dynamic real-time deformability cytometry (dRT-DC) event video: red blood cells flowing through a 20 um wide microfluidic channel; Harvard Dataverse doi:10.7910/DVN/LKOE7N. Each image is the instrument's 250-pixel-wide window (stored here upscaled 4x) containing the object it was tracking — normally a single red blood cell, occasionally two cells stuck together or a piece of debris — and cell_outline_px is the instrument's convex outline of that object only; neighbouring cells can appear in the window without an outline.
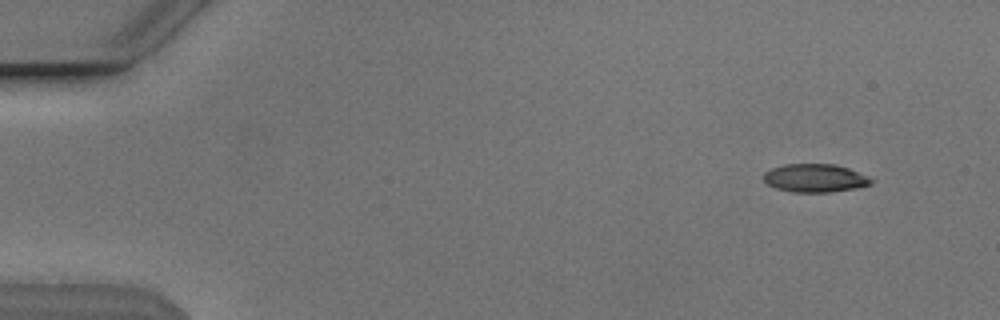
{"species": "Egyptian fruit bat (a non-hibernating species)", "species_latin": "Rousettus aegyptiacus", "temperature_condition": "cold", "stored_images_in_passage": 13, "camera_frame_rate_fps": 3000, "um_per_image_px": 0.085, "animal": {"sex": "male"}, "frame": {"image": 1, "passage_image": 1, "time_ms": 0.0, "image_size_px": [1000, 320], "cell_outline_px": [[876, 180], [872, 184], [856, 188], [828, 192], [792, 192], [776, 188], [768, 184], [764, 180], [764, 172], [772, 168], [784, 164], [832, 164], [848, 168], [868, 176]], "centroid_in_image_um": [69.3, 15.14], "position_along_channel_um": 15.7, "area_um2": 17.69}}
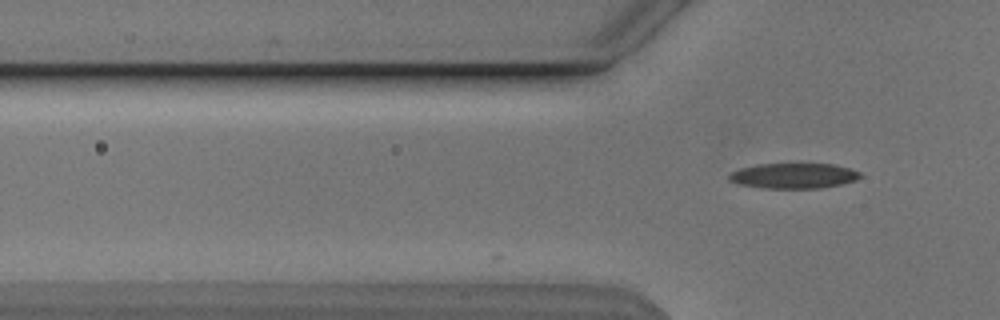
{"frame": {"image": 2, "passage_image": 13, "time_ms": 4.0, "image_size_px": [1000, 320], "cell_outline_px": [[860, 176], [856, 180], [840, 184], [820, 188], [764, 188], [740, 184], [728, 180], [728, 176], [732, 172], [740, 168], [756, 164], [832, 164], [848, 168], [860, 172]], "centroid_in_image_um": [67.43, 14.94], "position_along_channel_um": 58.4, "area_um2": 19.13}}